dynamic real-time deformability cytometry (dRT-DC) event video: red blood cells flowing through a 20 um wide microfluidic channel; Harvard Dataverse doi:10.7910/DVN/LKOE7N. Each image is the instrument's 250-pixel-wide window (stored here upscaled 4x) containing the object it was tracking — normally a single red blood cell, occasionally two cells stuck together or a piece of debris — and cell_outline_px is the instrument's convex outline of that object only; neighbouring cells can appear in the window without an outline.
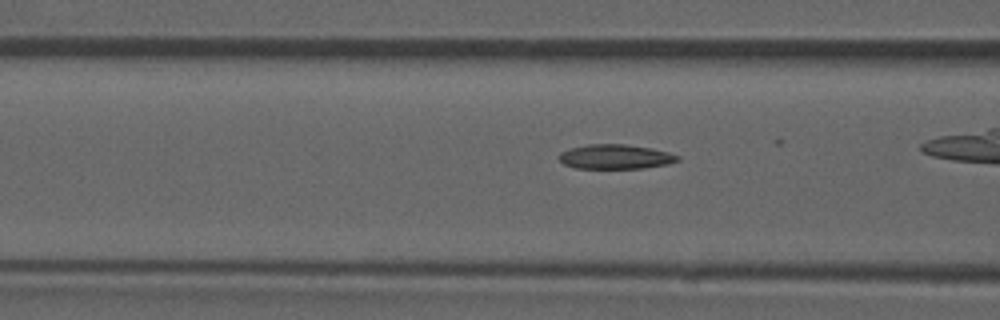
{"species": "common noctule bat (a hibernating species)", "species_latin": "Nyctalus noctula", "temperature_condition": "room temperature", "stored_images_in_passage": 30, "camera_frame_rate_fps": 3000, "um_per_image_px": 0.085, "animal": {"sex": "male", "forearm_length_mm": 52.5}, "frame": {"image": 1, "passage_image": 9, "time_ms": 2.667, "image_size_px": [1000, 320], "cell_outline_px": [[680, 160], [668, 164], [644, 168], [576, 168], [564, 164], [556, 156], [560, 152], [568, 148], [588, 144], [624, 144], [652, 148], [668, 152], [680, 156]], "centroid_in_image_um": [52.29, 13.31], "position_along_channel_um": 114.3, "area_um2": 17.11}}